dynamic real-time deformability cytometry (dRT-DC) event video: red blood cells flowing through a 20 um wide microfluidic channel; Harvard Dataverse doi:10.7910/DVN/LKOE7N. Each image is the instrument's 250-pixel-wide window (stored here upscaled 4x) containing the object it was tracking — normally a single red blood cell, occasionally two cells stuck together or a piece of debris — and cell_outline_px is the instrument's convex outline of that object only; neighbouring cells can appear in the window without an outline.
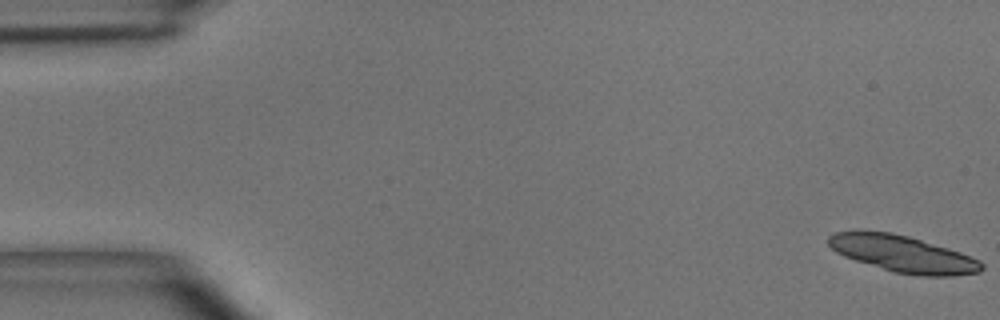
{"species": "common noctule bat (a hibernating species)", "species_latin": "Nyctalus noctula", "temperature_condition": "room temperature", "stored_images_in_passage": 23, "camera_frame_rate_fps": 3000, "um_per_image_px": 0.085, "animal": {"sex": "male", "body_mass_g": 15.6}, "frame": {"image": 1, "passage_image": 1, "time_ms": 0.0, "image_size_px": [1000, 320], "cell_outline_px": [[984, 268], [980, 272], [952, 276], [920, 276], [896, 272], [856, 260], [844, 256], [836, 252], [828, 244], [828, 236], [836, 232], [892, 232], [908, 236], [948, 248], [960, 252], [980, 260], [984, 264]], "centroid_in_image_um": [76.8, 21.6], "position_along_channel_um": 8.2, "area_um2": 32.19}}
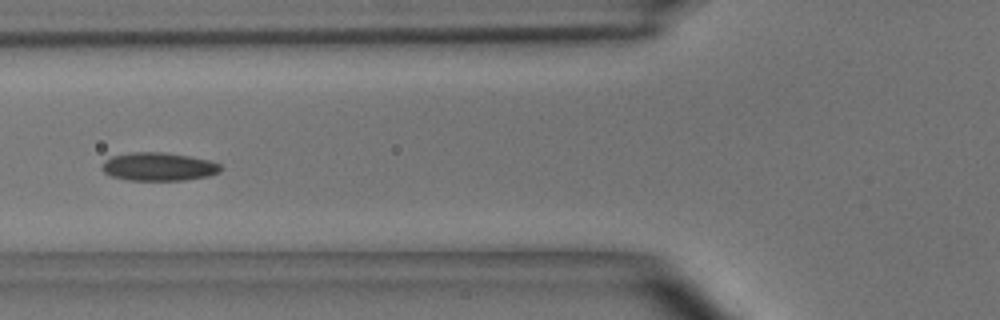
{"frame": {"image": 2, "passage_image": 20, "time_ms": 6.333, "image_size_px": [1000, 320], "cell_outline_px": [[224, 168], [220, 172], [208, 176], [184, 180], [128, 180], [112, 176], [104, 172], [100, 168], [104, 160], [112, 156], [128, 152], [164, 152], [188, 156], [208, 160], [220, 164]], "centroid_in_image_um": [13.47, 14.16], "position_along_channel_um": 112.3, "area_um2": 19.65}}